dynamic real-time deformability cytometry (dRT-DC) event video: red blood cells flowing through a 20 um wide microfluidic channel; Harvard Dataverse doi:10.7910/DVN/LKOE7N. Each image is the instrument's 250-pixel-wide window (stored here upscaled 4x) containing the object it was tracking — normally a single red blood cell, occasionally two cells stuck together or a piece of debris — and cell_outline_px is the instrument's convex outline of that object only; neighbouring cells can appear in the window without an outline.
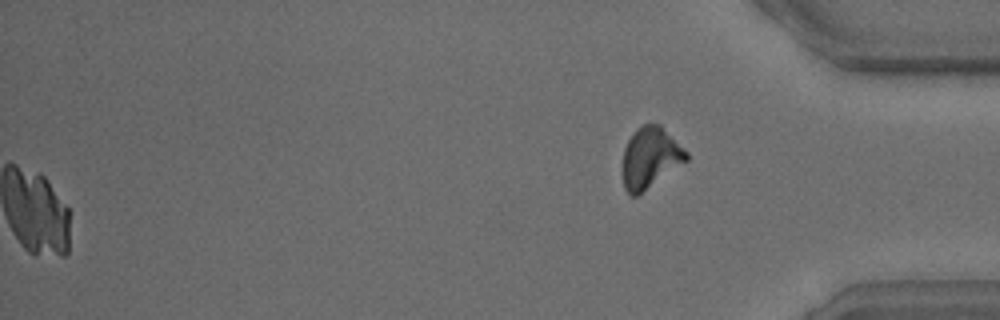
{"species": "common noctule bat (a hibernating species)", "species_latin": "Nyctalus noctula", "temperature_condition": "warm", "stored_images_in_passage": 42, "camera_frame_rate_fps": 3000, "um_per_image_px": 0.085, "animal": {"sex": "male", "body_mass_g": 15.6}, "frame": {"image": 1, "passage_image": 42, "time_ms": 13.667, "image_size_px": [1000, 320], "cell_outline_px": [[688, 160], [636, 196], [632, 196], [624, 188], [620, 168], [624, 148], [632, 132], [636, 128], [644, 124], [660, 124], [688, 152]], "centroid_in_image_um": [55.23, 13.4], "position_along_channel_um": 380.0, "area_um2": 22.83}}